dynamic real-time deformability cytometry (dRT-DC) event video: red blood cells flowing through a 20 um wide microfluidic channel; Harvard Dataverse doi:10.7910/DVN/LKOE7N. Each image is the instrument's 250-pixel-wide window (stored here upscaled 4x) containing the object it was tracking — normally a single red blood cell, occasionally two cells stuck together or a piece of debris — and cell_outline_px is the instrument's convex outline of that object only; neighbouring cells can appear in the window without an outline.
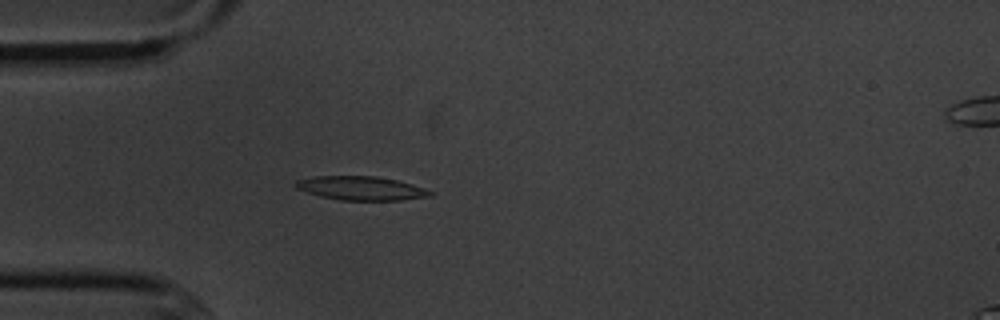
{"species": "common noctule bat (a hibernating species)", "species_latin": "Nyctalus noctula", "temperature_condition": "cold", "stored_images_in_passage": 5, "camera_frame_rate_fps": 3000, "um_per_image_px": 0.085, "animal": {"sex": "male", "body_mass_g": 20.1, "forearm_length_mm": 53.5}, "frame": {"image": 1, "passage_image": 4, "time_ms": 3.667, "image_size_px": [1000, 320], "cell_outline_px": [[436, 192], [432, 196], [400, 200], [340, 200], [320, 196], [296, 188], [296, 180], [312, 176], [376, 176], [396, 180], [424, 188]], "centroid_in_image_um": [30.71, 16.0], "position_along_channel_um": 54.3, "area_um2": 18.61}}